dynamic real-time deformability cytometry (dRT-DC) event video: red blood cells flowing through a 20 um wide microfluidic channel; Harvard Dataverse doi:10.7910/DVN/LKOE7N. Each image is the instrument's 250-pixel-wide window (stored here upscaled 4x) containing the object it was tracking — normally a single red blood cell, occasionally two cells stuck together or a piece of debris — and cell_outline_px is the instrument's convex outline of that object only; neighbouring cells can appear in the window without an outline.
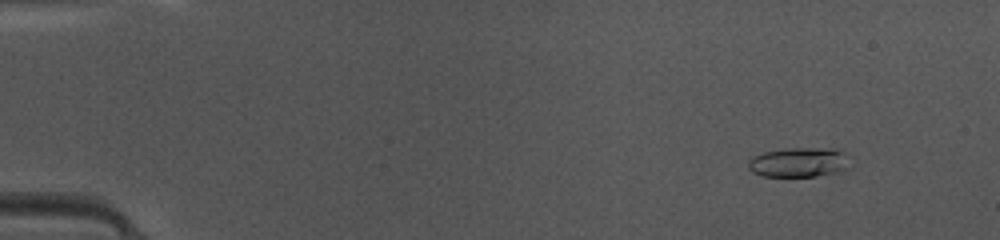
{"species": "common noctule bat (a hibernating species)", "species_latin": "Nyctalus noctula", "temperature_condition": "warm", "stored_images_in_passage": 48, "camera_frame_rate_fps": 3000, "um_per_image_px": 0.085, "animal": {"sex": "female", "body_mass_g": 10.0, "forearm_length_mm": 53.1}, "frame": {"image": 1, "passage_image": 5, "time_ms": 1.333, "image_size_px": [1000, 240], "cell_outline_px": [[848, 168], [844, 172], [816, 176], [764, 176], [752, 172], [748, 168], [748, 160], [752, 156], [764, 152], [784, 148], [832, 148], [848, 152]], "centroid_in_image_um": [67.95, 13.79], "position_along_channel_um": 17.1, "area_um2": 17.98}}
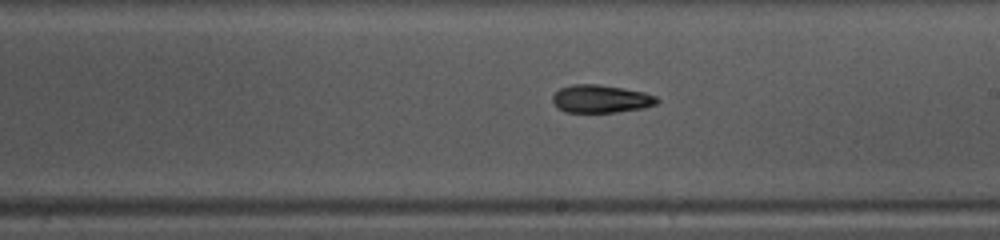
{"frame": {"image": 2, "passage_image": 28, "time_ms": 9.0, "image_size_px": [1000, 240], "cell_outline_px": [[660, 100], [656, 104], [644, 108], [616, 112], [564, 112], [552, 100], [552, 96], [560, 88], [572, 84], [600, 84], [624, 88], [644, 92], [656, 96]], "centroid_in_image_um": [51.1, 8.39], "position_along_channel_um": 237.9, "area_um2": 16.99}}
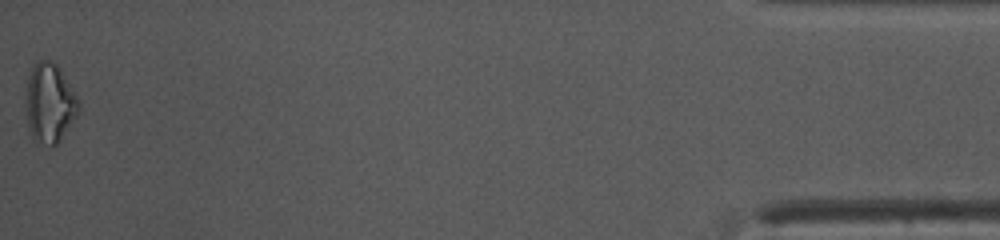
{"frame": {"image": 3, "passage_image": 48, "time_ms": 15.667, "image_size_px": [1000, 240], "cell_outline_px": [[80, 108], [76, 116], [60, 140], [56, 144], [52, 144], [32, 140], [28, 132], [28, 76], [36, 60], [48, 60], [56, 64], [76, 96], [80, 104]], "centroid_in_image_um": [4.22, 8.77], "position_along_channel_um": 431.0, "area_um2": 23.58}, "authors_computed_cell_mechanics": {"area_um2": 17.34, "velocity_mm_per_s": 4.2018, "shape_relaxation_time_tau1_ms": 4.8659, "shape_relaxation_time_tau2_ms": 4.2448, "deformation_change_tau1": 0.156, "deformation_change_tau2": 0.1296}}